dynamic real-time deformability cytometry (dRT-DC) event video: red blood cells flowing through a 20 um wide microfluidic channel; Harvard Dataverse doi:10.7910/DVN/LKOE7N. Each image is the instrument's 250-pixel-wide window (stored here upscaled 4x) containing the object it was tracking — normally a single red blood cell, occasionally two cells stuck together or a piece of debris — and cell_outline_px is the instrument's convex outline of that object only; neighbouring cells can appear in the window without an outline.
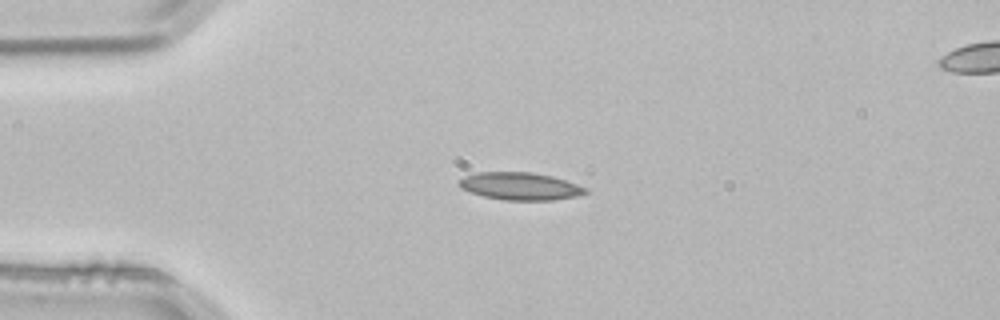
{"species": "common noctule bat (a hibernating species)", "species_latin": "Nyctalus noctula", "temperature_condition": "room temperature", "stored_images_in_passage": 2, "camera_frame_rate_fps": 3000, "um_per_image_px": 0.085, "animal": {"sex": "male", "body_mass_g": 21.5, "forearm_length_mm": 52.0}, "frame": {"image": 1, "passage_image": 1, "time_ms": 0.0, "image_size_px": [1000, 320], "cell_outline_px": [[588, 192], [576, 196], [552, 200], [504, 200], [484, 196], [468, 192], [460, 188], [456, 184], [456, 180], [464, 176], [476, 172], [532, 172], [552, 176], [588, 188]], "centroid_in_image_um": [44.14, 15.82], "position_along_channel_um": 40.9, "area_um2": 20.46}}